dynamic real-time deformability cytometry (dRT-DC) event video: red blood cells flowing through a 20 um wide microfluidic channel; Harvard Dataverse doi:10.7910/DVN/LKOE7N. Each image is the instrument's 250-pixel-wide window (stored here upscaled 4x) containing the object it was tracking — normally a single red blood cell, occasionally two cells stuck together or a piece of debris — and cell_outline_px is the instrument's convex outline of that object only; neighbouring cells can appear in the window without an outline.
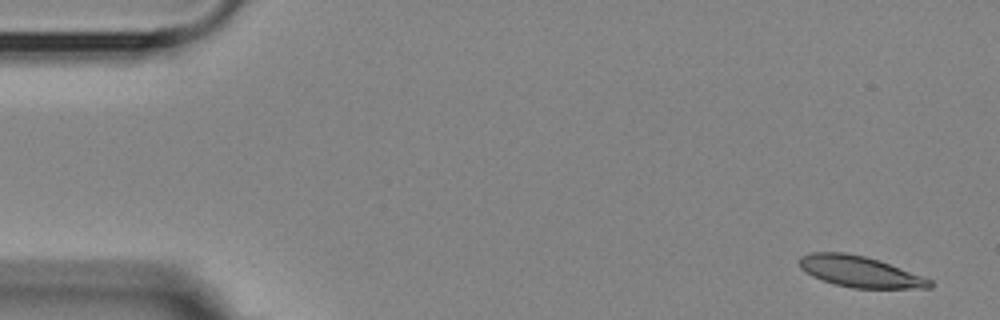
{"species": "Egyptian fruit bat (a non-hibernating species)", "species_latin": "Rousettus aegyptiacus", "temperature_condition": "room temperature", "stored_images_in_passage": 5, "camera_frame_rate_fps": 3000, "um_per_image_px": 0.085, "animal": {"sex": "female"}, "frame": {"image": 1, "passage_image": 1, "time_ms": 0.0, "image_size_px": [1000, 320], "cell_outline_px": [[932, 288], [852, 288], [836, 284], [812, 276], [804, 272], [800, 268], [800, 256], [812, 252], [844, 252], [864, 256], [924, 276], [932, 280]], "centroid_in_image_um": [73.08, 23.09], "position_along_channel_um": 11.9, "area_um2": 23.35}}
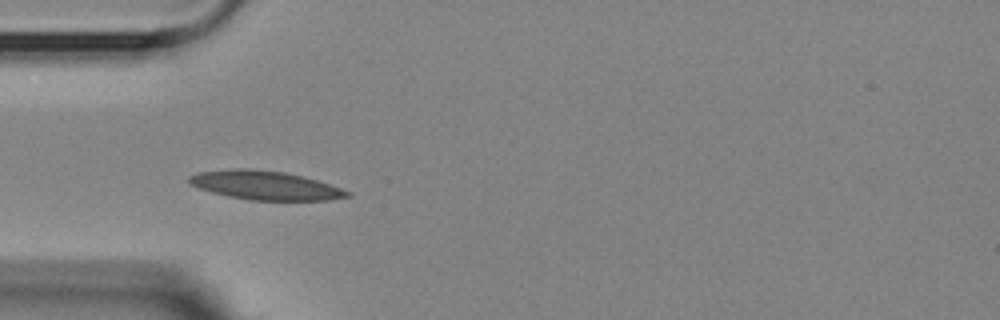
{"frame": {"image": 2, "passage_image": 4, "time_ms": 4.667, "image_size_px": [1000, 320], "cell_outline_px": [[352, 196], [328, 200], [248, 200], [228, 196], [212, 192], [188, 184], [188, 176], [196, 172], [232, 168], [248, 168], [284, 172], [316, 180], [352, 192]], "centroid_in_image_um": [22.49, 15.75], "position_along_channel_um": 62.5, "area_um2": 26.59}}
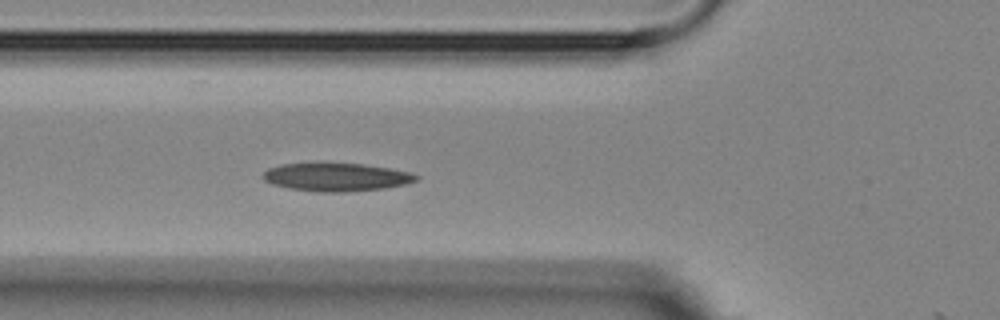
{"frame": {"image": 3, "passage_image": 5, "time_ms": 5.667, "image_size_px": [1000, 320], "cell_outline_px": [[420, 176], [416, 180], [404, 184], [384, 188], [348, 192], [320, 192], [288, 188], [272, 184], [264, 180], [260, 176], [268, 168], [280, 164], [364, 164], [412, 172]], "centroid_in_image_um": [28.57, 15.06], "position_along_channel_um": 97.2, "area_um2": 24.97}}